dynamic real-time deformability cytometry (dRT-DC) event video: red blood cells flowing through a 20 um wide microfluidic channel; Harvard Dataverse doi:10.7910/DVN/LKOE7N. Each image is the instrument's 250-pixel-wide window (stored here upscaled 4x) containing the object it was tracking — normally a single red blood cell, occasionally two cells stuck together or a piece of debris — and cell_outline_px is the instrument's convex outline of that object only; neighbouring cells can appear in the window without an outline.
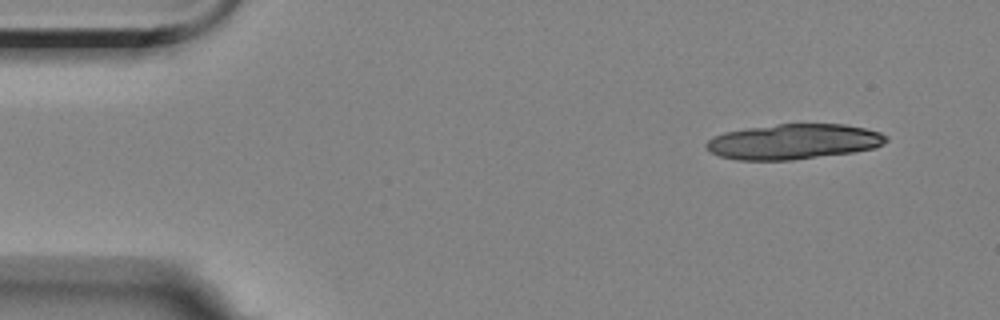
{"species": "Egyptian fruit bat (a non-hibernating species)", "species_latin": "Rousettus aegyptiacus", "temperature_condition": "room temperature", "stored_images_in_passage": 4, "camera_frame_rate_fps": 3000, "um_per_image_px": 0.085, "animal": {"sex": "female"}, "frame": {"image": 1, "passage_image": 1, "time_ms": 0.0, "image_size_px": [1000, 320], "cell_outline_px": [[888, 140], [884, 144], [876, 148], [852, 152], [792, 160], [736, 160], [720, 156], [704, 148], [704, 144], [708, 140], [724, 132], [744, 128], [776, 124], [844, 124], [864, 128], [880, 132], [888, 136]], "centroid_in_image_um": [67.45, 12.04], "position_along_channel_um": 17.5, "area_um2": 37.11}}